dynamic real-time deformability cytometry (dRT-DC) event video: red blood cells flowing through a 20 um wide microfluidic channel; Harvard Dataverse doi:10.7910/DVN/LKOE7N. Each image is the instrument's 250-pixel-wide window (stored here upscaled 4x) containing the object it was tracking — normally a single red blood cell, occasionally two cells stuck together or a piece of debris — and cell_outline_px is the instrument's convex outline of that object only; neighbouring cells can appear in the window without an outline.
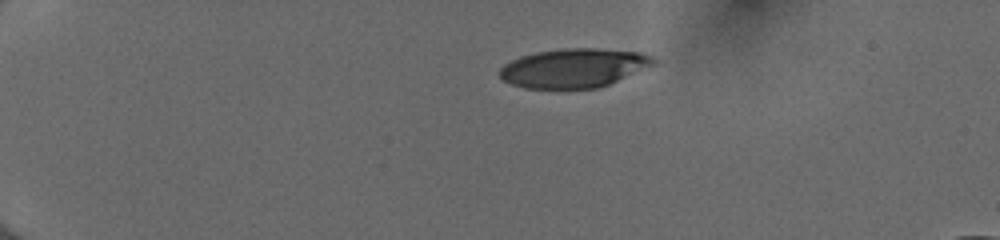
{"species": "human", "species_latin": "Homo sapiens", "temperature_condition": "cold", "stored_images_in_passage": 41, "camera_frame_rate_fps": 3000, "um_per_image_px": 0.085, "donor": {"sex": "female"}, "frame": {"image": 1, "passage_image": 1, "time_ms": 0.0, "image_size_px": [1000, 240], "cell_outline_px": [[656, 64], [608, 84], [596, 88], [524, 88], [512, 84], [504, 80], [500, 76], [500, 68], [504, 64], [520, 56], [536, 52], [564, 48], [600, 48], [640, 52], [652, 56], [656, 60]], "centroid_in_image_um": [48.78, 5.77], "position_along_channel_um": 36.2, "area_um2": 34.85}}
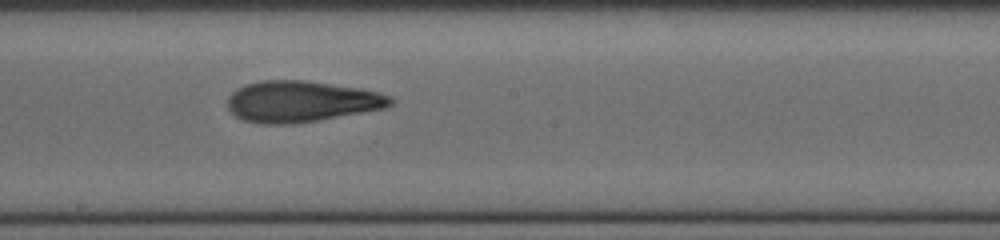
{"frame": {"image": 2, "passage_image": 21, "time_ms": 6.667, "image_size_px": [1000, 240], "cell_outline_px": [[396, 100], [392, 104], [384, 108], [316, 120], [288, 124], [264, 124], [244, 120], [236, 116], [228, 108], [228, 96], [236, 88], [260, 80], [304, 80], [360, 88], [380, 92], [392, 96]], "centroid_in_image_um": [25.62, 8.61], "position_along_channel_um": 222.6, "area_um2": 38.9}}
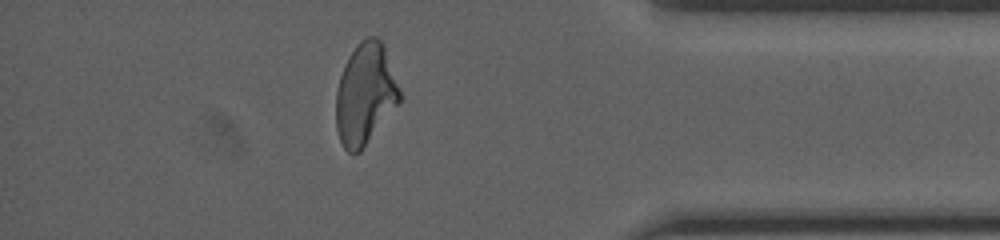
{"frame": {"image": 3, "passage_image": 36, "time_ms": 11.667, "image_size_px": [1000, 240], "cell_outline_px": [[400, 104], [360, 152], [348, 152], [344, 148], [340, 140], [336, 128], [336, 92], [340, 76], [344, 64], [348, 56], [356, 44], [360, 40], [368, 36], [376, 36], [380, 40], [384, 48], [400, 88]], "centroid_in_image_um": [31.04, 8.01], "position_along_channel_um": 404.2, "area_um2": 37.74}, "authors_computed_cell_mechanics": {"area_um2": 37.6856, "velocity_mm_per_s": 4.0441, "shape_relaxation_time_tau1_ms": 5.5228, "shape_relaxation_time_tau2_ms": 2.1713, "deformation_change_tau1": 0.2298, "deformation_change_tau2": 0.1154}}